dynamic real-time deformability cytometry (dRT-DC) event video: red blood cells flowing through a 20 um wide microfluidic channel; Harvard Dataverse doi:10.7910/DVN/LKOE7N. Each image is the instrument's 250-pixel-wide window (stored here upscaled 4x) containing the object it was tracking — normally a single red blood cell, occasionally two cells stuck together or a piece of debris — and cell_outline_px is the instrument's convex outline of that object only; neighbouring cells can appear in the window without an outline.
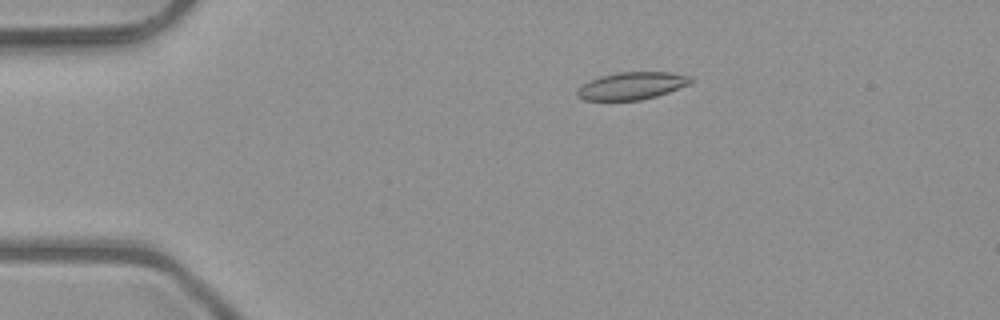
{"species": "common noctule bat (a hibernating species)", "species_latin": "Nyctalus noctula", "temperature_condition": "room temperature", "stored_images_in_passage": 5, "camera_frame_rate_fps": 3000, "um_per_image_px": 0.085, "animal": {"sex": "male", "body_mass_g": 23.1, "forearm_length_mm": 52.7}, "frame": {"image": 1, "passage_image": 2, "time_ms": 0.333, "image_size_px": [1000, 320], "cell_outline_px": [[692, 84], [656, 96], [640, 100], [584, 100], [576, 96], [576, 92], [584, 84], [600, 76], [620, 72], [668, 72], [692, 76]], "centroid_in_image_um": [53.75, 7.29], "position_along_channel_um": 31.3, "area_um2": 18.03}}
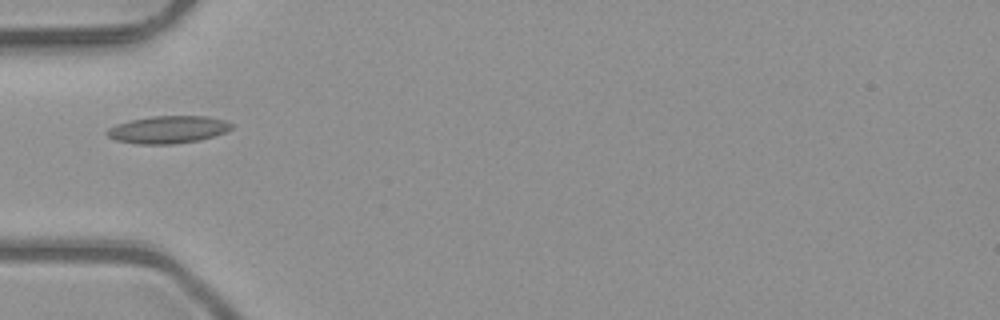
{"frame": {"image": 2, "passage_image": 4, "time_ms": 1.0, "image_size_px": [1000, 320], "cell_outline_px": [[232, 128], [224, 132], [200, 140], [172, 144], [136, 144], [116, 140], [108, 136], [104, 132], [108, 128], [116, 124], [128, 120], [152, 116], [208, 116], [224, 120], [232, 124]], "centroid_in_image_um": [14.23, 11.01], "position_along_channel_um": 70.8, "area_um2": 19.94}}
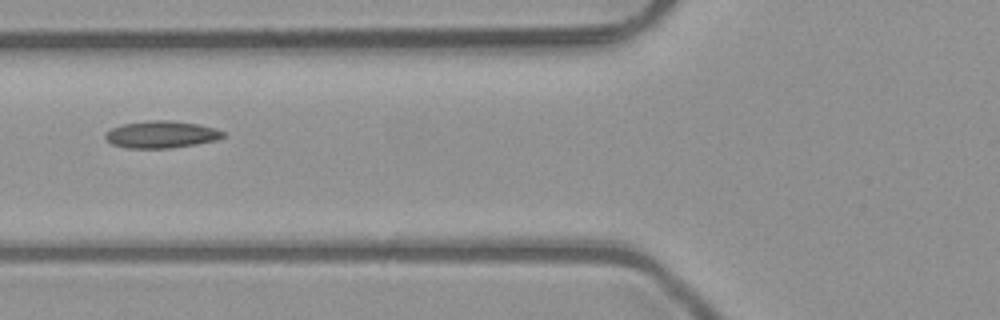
{"frame": {"image": 3, "passage_image": 5, "time_ms": 1.333, "image_size_px": [1000, 320], "cell_outline_px": [[224, 136], [216, 140], [196, 144], [168, 148], [128, 148], [112, 144], [104, 136], [112, 128], [124, 124], [148, 120], [172, 120], [196, 124], [212, 128], [224, 132]], "centroid_in_image_um": [13.7, 11.43], "position_along_channel_um": 112.1, "area_um2": 18.26}}